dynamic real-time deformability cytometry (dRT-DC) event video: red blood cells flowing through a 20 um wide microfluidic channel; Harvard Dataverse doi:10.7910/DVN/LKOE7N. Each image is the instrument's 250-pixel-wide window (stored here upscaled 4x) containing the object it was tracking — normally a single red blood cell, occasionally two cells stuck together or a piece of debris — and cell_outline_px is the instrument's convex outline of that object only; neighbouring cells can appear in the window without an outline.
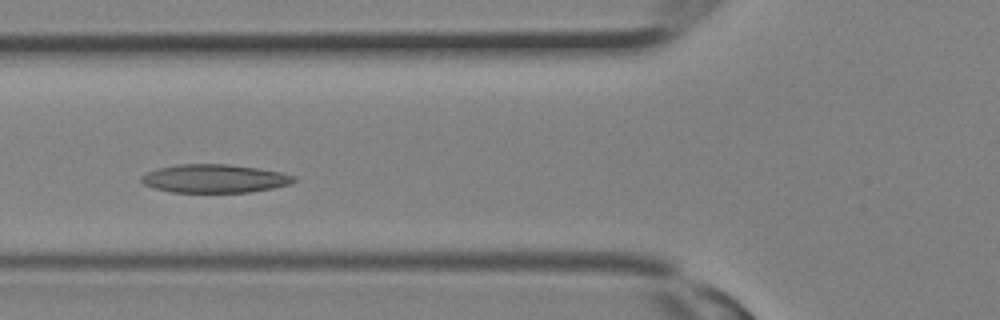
{"species": "Egyptian fruit bat (a non-hibernating species)", "species_latin": "Rousettus aegyptiacus", "temperature_condition": "room temperature", "stored_images_in_passage": 10, "camera_frame_rate_fps": 3000, "um_per_image_px": 0.085, "animal": {"sex": "female"}, "frame": {"image": 1, "passage_image": 7, "time_ms": 2.0, "image_size_px": [1000, 320], "cell_outline_px": [[296, 180], [288, 184], [272, 188], [248, 192], [172, 192], [152, 188], [144, 184], [140, 180], [140, 176], [156, 168], [176, 164], [228, 164], [256, 168], [280, 172], [296, 176]], "centroid_in_image_um": [18.18, 15.17], "position_along_channel_um": 107.6, "area_um2": 25.2}}
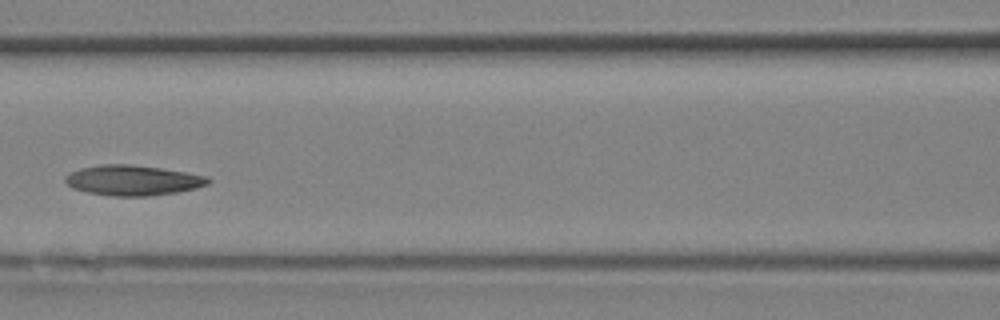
{"frame": {"image": 2, "passage_image": 9, "time_ms": 2.667, "image_size_px": [1000, 320], "cell_outline_px": [[212, 180], [208, 184], [196, 188], [176, 192], [148, 196], [112, 196], [88, 192], [72, 188], [64, 180], [64, 176], [80, 168], [100, 164], [128, 164], [160, 168], [208, 176]], "centroid_in_image_um": [11.29, 15.32], "position_along_channel_um": 155.3, "area_um2": 25.09}}